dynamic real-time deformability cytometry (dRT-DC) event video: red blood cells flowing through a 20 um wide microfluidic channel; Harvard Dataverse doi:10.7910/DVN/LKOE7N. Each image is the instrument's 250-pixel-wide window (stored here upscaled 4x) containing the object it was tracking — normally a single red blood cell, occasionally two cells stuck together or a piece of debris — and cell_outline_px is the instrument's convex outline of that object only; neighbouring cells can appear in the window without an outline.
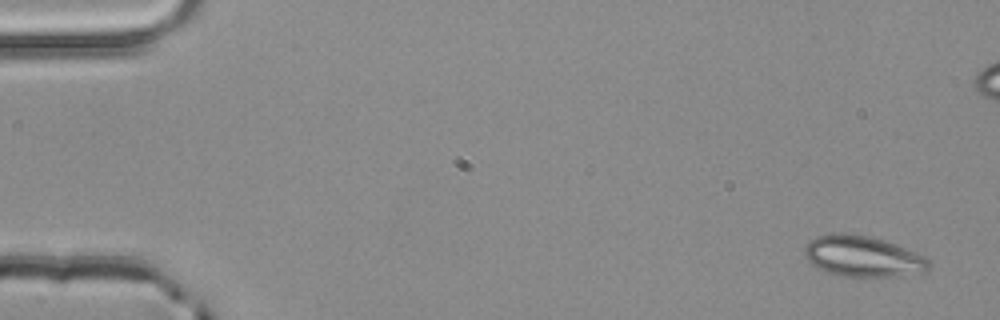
{"species": "common noctule bat (a hibernating species)", "species_latin": "Nyctalus noctula", "temperature_condition": "room temperature", "stored_images_in_passage": 4, "camera_frame_rate_fps": 3000, "um_per_image_px": 0.085, "animal": {"sex": "male", "body_mass_g": 20.4}, "frame": {"image": 1, "passage_image": 1, "time_ms": 0.0, "image_size_px": [1000, 320], "cell_outline_px": [[932, 264], [928, 272], [924, 276], [840, 276], [816, 268], [804, 256], [804, 244], [816, 236], [832, 232], [848, 232], [872, 236], [896, 244], [924, 256]], "centroid_in_image_um": [73.38, 21.79], "position_along_channel_um": 11.6, "area_um2": 30.58}}